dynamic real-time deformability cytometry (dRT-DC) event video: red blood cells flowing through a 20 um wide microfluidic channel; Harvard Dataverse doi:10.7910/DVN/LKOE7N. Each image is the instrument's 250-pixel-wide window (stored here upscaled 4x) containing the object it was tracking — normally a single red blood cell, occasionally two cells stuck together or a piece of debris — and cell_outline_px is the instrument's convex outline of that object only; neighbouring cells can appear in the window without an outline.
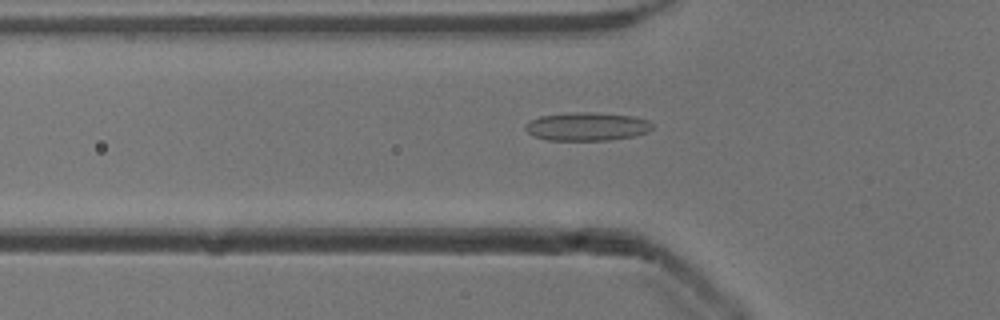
{"species": "common noctule bat (a hibernating species)", "species_latin": "Nyctalus noctula", "temperature_condition": "cold", "stored_images_in_passage": 37, "camera_frame_rate_fps": 3000, "um_per_image_px": 0.085, "animal": {"sex": "male", "body_mass_g": 13.3}, "frame": {"image": 1, "passage_image": 8, "time_ms": 2.333, "image_size_px": [1000, 320], "cell_outline_px": [[652, 128], [648, 132], [632, 136], [608, 140], [548, 140], [532, 136], [524, 128], [524, 124], [540, 116], [576, 112], [588, 112], [636, 116], [648, 120], [652, 124]], "centroid_in_image_um": [49.88, 10.75], "position_along_channel_um": 75.9, "area_um2": 20.92}}
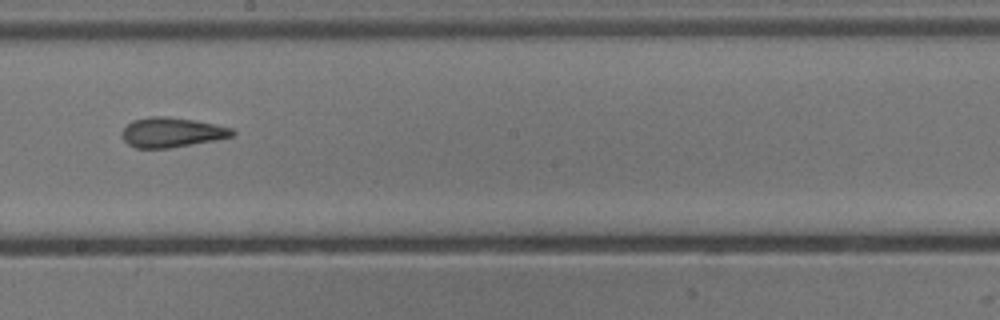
{"frame": {"image": 2, "passage_image": 20, "time_ms": 6.333, "image_size_px": [1000, 320], "cell_outline_px": [[236, 132], [232, 136], [216, 140], [168, 148], [136, 148], [128, 144], [124, 140], [124, 128], [132, 120], [152, 116], [168, 116], [192, 120], [232, 128]], "centroid_in_image_um": [14.6, 11.25], "position_along_channel_um": 233.6, "area_um2": 18.84}}
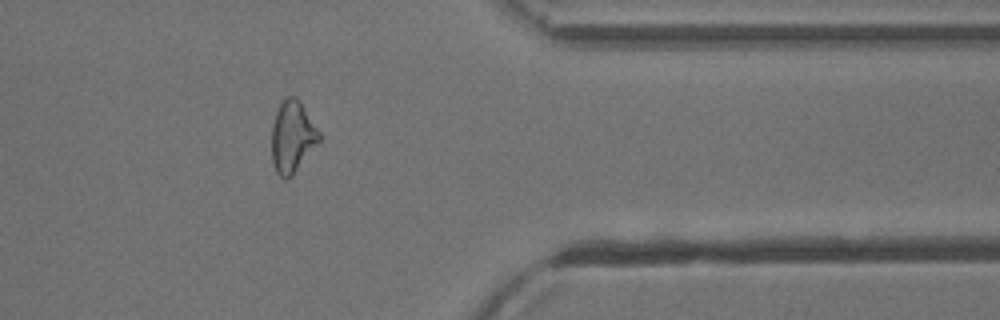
{"frame": {"image": 3, "passage_image": 33, "time_ms": 10.667, "image_size_px": [1000, 320], "cell_outline_px": [[320, 140], [292, 176], [284, 180], [276, 172], [272, 160], [272, 124], [276, 112], [280, 104], [288, 96], [296, 96], [300, 100], [320, 132]], "centroid_in_image_um": [24.85, 11.62], "position_along_channel_um": 386.6, "area_um2": 19.77}, "authors_computed_cell_mechanics": {"area_um2": 19.2474, "velocity_mm_per_s": 3.9154, "shape_relaxation_time_tau1_ms": 9.7797, "shape_relaxation_time_tau2_ms": 2.1583, "deformation_change_tau1": 0.2228, "deformation_change_tau2": 0.121}}